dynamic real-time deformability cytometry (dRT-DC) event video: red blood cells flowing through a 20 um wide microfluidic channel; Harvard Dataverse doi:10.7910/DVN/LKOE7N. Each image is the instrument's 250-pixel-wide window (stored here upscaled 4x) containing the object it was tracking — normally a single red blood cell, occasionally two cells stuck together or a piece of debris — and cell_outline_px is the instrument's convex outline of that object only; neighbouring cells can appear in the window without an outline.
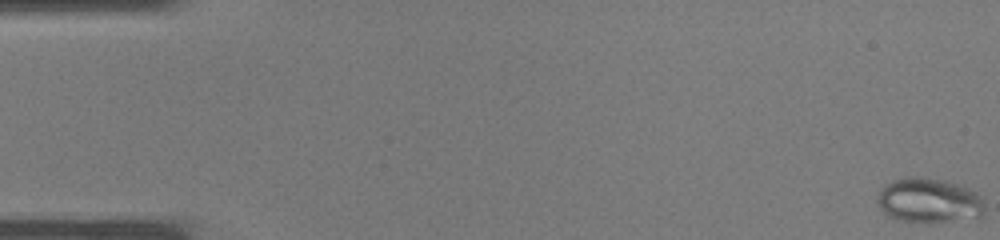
{"species": "common noctule bat (a hibernating species)", "species_latin": "Nyctalus noctula", "temperature_condition": "warm", "stored_images_in_passage": 38, "camera_frame_rate_fps": 3000, "um_per_image_px": 0.085, "animal": {"sex": "male", "body_mass_g": 19.0, "forearm_length_mm": 50.8}, "frame": {"image": 1, "passage_image": 1, "time_ms": 0.0, "image_size_px": [1000, 240], "cell_outline_px": [[984, 212], [980, 216], [944, 220], [900, 220], [884, 216], [876, 204], [876, 200], [880, 188], [884, 184], [892, 180], [908, 176], [920, 176], [944, 180], [968, 188], [976, 192], [984, 200]], "centroid_in_image_um": [78.87, 16.99], "position_along_channel_um": 6.1, "area_um2": 27.74}}
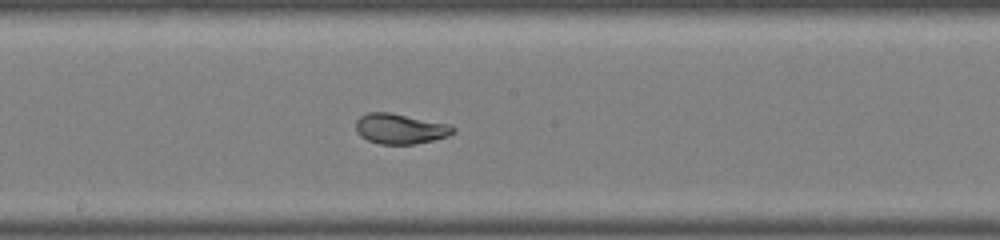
{"frame": {"image": 2, "passage_image": 21, "time_ms": 6.667, "image_size_px": [1000, 240], "cell_outline_px": [[456, 132], [448, 136], [416, 144], [380, 144], [368, 140], [360, 136], [356, 132], [356, 120], [360, 116], [368, 112], [388, 112], [452, 124], [456, 128]], "centroid_in_image_um": [34.04, 10.94], "position_along_channel_um": 214.2, "area_um2": 17.34}}
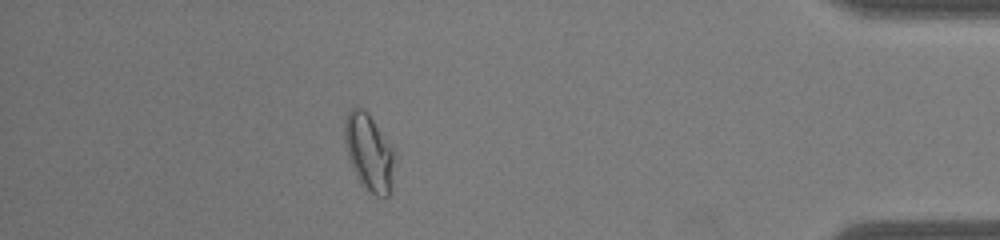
{"frame": {"image": 3, "passage_image": 34, "time_ms": 11.0, "image_size_px": [1000, 240], "cell_outline_px": [[396, 148], [392, 188], [388, 196], [376, 196], [368, 192], [364, 188], [356, 176], [352, 168], [348, 156], [344, 140], [344, 116], [356, 104], [364, 108], [368, 112]], "centroid_in_image_um": [31.39, 12.9], "position_along_channel_um": 403.8, "area_um2": 23.41}}